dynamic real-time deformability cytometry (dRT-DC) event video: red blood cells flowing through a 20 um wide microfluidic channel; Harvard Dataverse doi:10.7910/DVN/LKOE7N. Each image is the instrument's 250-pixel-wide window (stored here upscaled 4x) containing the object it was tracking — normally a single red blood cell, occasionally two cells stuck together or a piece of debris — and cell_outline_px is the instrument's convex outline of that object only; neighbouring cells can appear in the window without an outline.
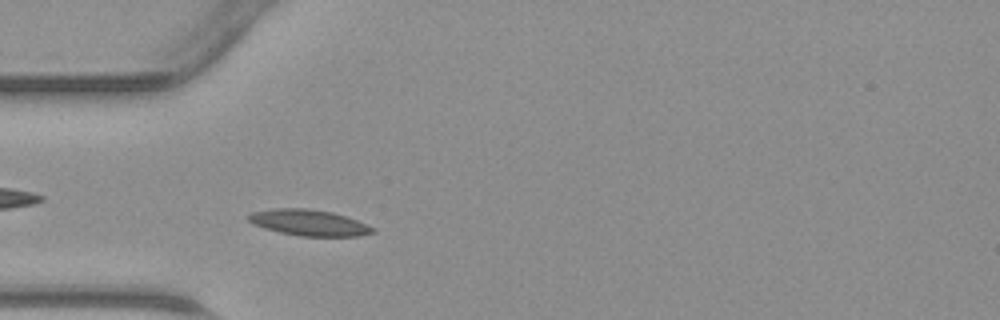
{"species": "common noctule bat (a hibernating species)", "species_latin": "Nyctalus noctula", "temperature_condition": "warm", "stored_images_in_passage": 39, "camera_frame_rate_fps": 3000, "um_per_image_px": 0.085, "animal": {"sex": "male", "body_mass_g": 23.1, "forearm_length_mm": 52.7}, "frame": {"image": 1, "passage_image": 7, "time_ms": 2.0, "image_size_px": [1000, 320], "cell_outline_px": [[376, 232], [360, 236], [300, 236], [280, 232], [264, 228], [252, 224], [244, 216], [252, 212], [272, 208], [308, 208], [332, 212], [356, 220], [376, 228]], "centroid_in_image_um": [26.23, 18.92], "position_along_channel_um": 58.8, "area_um2": 19.02}}
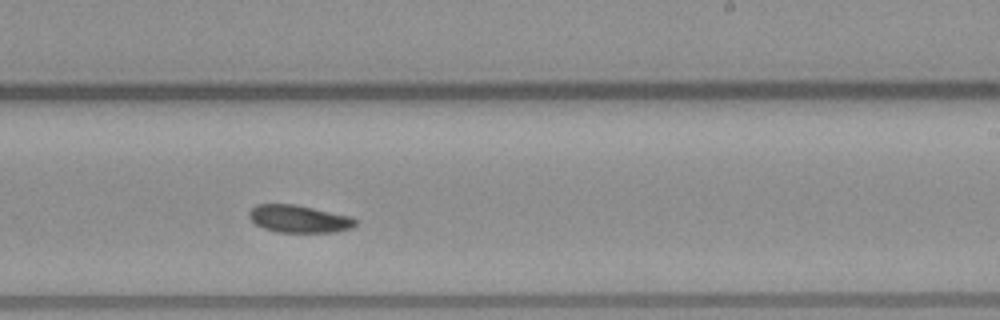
{"frame": {"image": 2, "passage_image": 21, "time_ms": 6.667, "image_size_px": [1000, 320], "cell_outline_px": [[356, 224], [352, 228], [336, 232], [276, 232], [264, 228], [256, 224], [248, 216], [248, 212], [256, 204], [296, 204], [352, 216], [356, 220]], "centroid_in_image_um": [25.43, 18.6], "position_along_channel_um": 263.6, "area_um2": 17.17}}
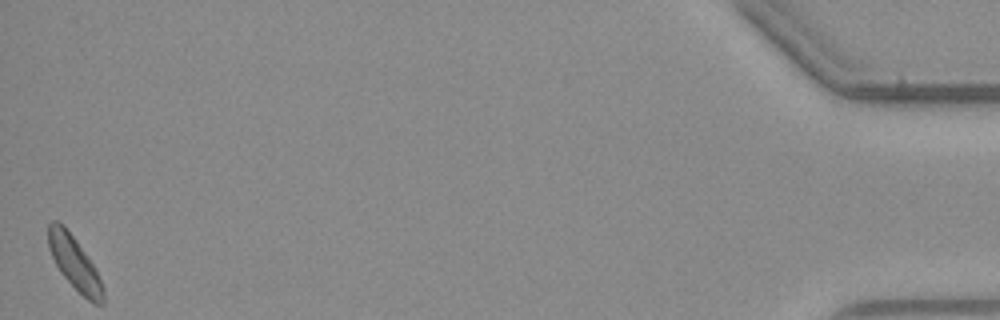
{"frame": {"image": 3, "passage_image": 39, "time_ms": 12.667, "image_size_px": [1000, 320], "cell_outline_px": [[104, 304], [92, 304], [60, 272], [48, 248], [48, 224], [52, 220], [56, 220], [64, 224], [76, 240], [92, 264], [104, 288]], "centroid_in_image_um": [6.32, 22.33], "position_along_channel_um": 428.9, "area_um2": 16.7}}